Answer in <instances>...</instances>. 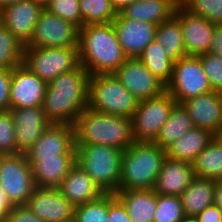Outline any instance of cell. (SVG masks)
I'll return each mask as SVG.
<instances>
[{
	"mask_svg": "<svg viewBox=\"0 0 222 222\" xmlns=\"http://www.w3.org/2000/svg\"><path fill=\"white\" fill-rule=\"evenodd\" d=\"M89 73L80 65L47 84L42 108L51 124L74 125L88 107Z\"/></svg>",
	"mask_w": 222,
	"mask_h": 222,
	"instance_id": "obj_1",
	"label": "cell"
},
{
	"mask_svg": "<svg viewBox=\"0 0 222 222\" xmlns=\"http://www.w3.org/2000/svg\"><path fill=\"white\" fill-rule=\"evenodd\" d=\"M11 69L0 68V111L10 109Z\"/></svg>",
	"mask_w": 222,
	"mask_h": 222,
	"instance_id": "obj_42",
	"label": "cell"
},
{
	"mask_svg": "<svg viewBox=\"0 0 222 222\" xmlns=\"http://www.w3.org/2000/svg\"><path fill=\"white\" fill-rule=\"evenodd\" d=\"M176 104V100L167 91L139 101L131 118L134 141L155 142Z\"/></svg>",
	"mask_w": 222,
	"mask_h": 222,
	"instance_id": "obj_8",
	"label": "cell"
},
{
	"mask_svg": "<svg viewBox=\"0 0 222 222\" xmlns=\"http://www.w3.org/2000/svg\"><path fill=\"white\" fill-rule=\"evenodd\" d=\"M115 195L126 207L132 222H153L157 203L154 189L117 190Z\"/></svg>",
	"mask_w": 222,
	"mask_h": 222,
	"instance_id": "obj_25",
	"label": "cell"
},
{
	"mask_svg": "<svg viewBox=\"0 0 222 222\" xmlns=\"http://www.w3.org/2000/svg\"><path fill=\"white\" fill-rule=\"evenodd\" d=\"M194 126L216 135L222 125V93L209 91L181 103Z\"/></svg>",
	"mask_w": 222,
	"mask_h": 222,
	"instance_id": "obj_19",
	"label": "cell"
},
{
	"mask_svg": "<svg viewBox=\"0 0 222 222\" xmlns=\"http://www.w3.org/2000/svg\"><path fill=\"white\" fill-rule=\"evenodd\" d=\"M176 6L180 5V0H171Z\"/></svg>",
	"mask_w": 222,
	"mask_h": 222,
	"instance_id": "obj_51",
	"label": "cell"
},
{
	"mask_svg": "<svg viewBox=\"0 0 222 222\" xmlns=\"http://www.w3.org/2000/svg\"><path fill=\"white\" fill-rule=\"evenodd\" d=\"M208 53L222 57V24L215 25Z\"/></svg>",
	"mask_w": 222,
	"mask_h": 222,
	"instance_id": "obj_44",
	"label": "cell"
},
{
	"mask_svg": "<svg viewBox=\"0 0 222 222\" xmlns=\"http://www.w3.org/2000/svg\"><path fill=\"white\" fill-rule=\"evenodd\" d=\"M113 74L139 101L166 91V85L136 57L127 58Z\"/></svg>",
	"mask_w": 222,
	"mask_h": 222,
	"instance_id": "obj_12",
	"label": "cell"
},
{
	"mask_svg": "<svg viewBox=\"0 0 222 222\" xmlns=\"http://www.w3.org/2000/svg\"><path fill=\"white\" fill-rule=\"evenodd\" d=\"M211 89L222 93V57L204 53L198 55Z\"/></svg>",
	"mask_w": 222,
	"mask_h": 222,
	"instance_id": "obj_39",
	"label": "cell"
},
{
	"mask_svg": "<svg viewBox=\"0 0 222 222\" xmlns=\"http://www.w3.org/2000/svg\"><path fill=\"white\" fill-rule=\"evenodd\" d=\"M176 7L171 0H137L125 6L118 14L123 18L159 25L174 15Z\"/></svg>",
	"mask_w": 222,
	"mask_h": 222,
	"instance_id": "obj_26",
	"label": "cell"
},
{
	"mask_svg": "<svg viewBox=\"0 0 222 222\" xmlns=\"http://www.w3.org/2000/svg\"><path fill=\"white\" fill-rule=\"evenodd\" d=\"M38 3H41L44 7L49 3L51 0H36Z\"/></svg>",
	"mask_w": 222,
	"mask_h": 222,
	"instance_id": "obj_50",
	"label": "cell"
},
{
	"mask_svg": "<svg viewBox=\"0 0 222 222\" xmlns=\"http://www.w3.org/2000/svg\"><path fill=\"white\" fill-rule=\"evenodd\" d=\"M214 137L210 131L194 127L166 149V156L192 164Z\"/></svg>",
	"mask_w": 222,
	"mask_h": 222,
	"instance_id": "obj_27",
	"label": "cell"
},
{
	"mask_svg": "<svg viewBox=\"0 0 222 222\" xmlns=\"http://www.w3.org/2000/svg\"><path fill=\"white\" fill-rule=\"evenodd\" d=\"M44 8L51 14L73 23L79 29L83 26L79 0H51Z\"/></svg>",
	"mask_w": 222,
	"mask_h": 222,
	"instance_id": "obj_37",
	"label": "cell"
},
{
	"mask_svg": "<svg viewBox=\"0 0 222 222\" xmlns=\"http://www.w3.org/2000/svg\"><path fill=\"white\" fill-rule=\"evenodd\" d=\"M23 64L46 84L80 66L79 47H24Z\"/></svg>",
	"mask_w": 222,
	"mask_h": 222,
	"instance_id": "obj_7",
	"label": "cell"
},
{
	"mask_svg": "<svg viewBox=\"0 0 222 222\" xmlns=\"http://www.w3.org/2000/svg\"><path fill=\"white\" fill-rule=\"evenodd\" d=\"M13 206L14 205L8 199L6 193L0 186V222L6 221V216L12 210Z\"/></svg>",
	"mask_w": 222,
	"mask_h": 222,
	"instance_id": "obj_45",
	"label": "cell"
},
{
	"mask_svg": "<svg viewBox=\"0 0 222 222\" xmlns=\"http://www.w3.org/2000/svg\"><path fill=\"white\" fill-rule=\"evenodd\" d=\"M215 137L222 142V125L220 126V129L218 131V133L215 135Z\"/></svg>",
	"mask_w": 222,
	"mask_h": 222,
	"instance_id": "obj_49",
	"label": "cell"
},
{
	"mask_svg": "<svg viewBox=\"0 0 222 222\" xmlns=\"http://www.w3.org/2000/svg\"><path fill=\"white\" fill-rule=\"evenodd\" d=\"M0 186L13 205L28 203L36 186L25 153L1 155Z\"/></svg>",
	"mask_w": 222,
	"mask_h": 222,
	"instance_id": "obj_10",
	"label": "cell"
},
{
	"mask_svg": "<svg viewBox=\"0 0 222 222\" xmlns=\"http://www.w3.org/2000/svg\"><path fill=\"white\" fill-rule=\"evenodd\" d=\"M186 219L180 196L157 194L153 222H183Z\"/></svg>",
	"mask_w": 222,
	"mask_h": 222,
	"instance_id": "obj_35",
	"label": "cell"
},
{
	"mask_svg": "<svg viewBox=\"0 0 222 222\" xmlns=\"http://www.w3.org/2000/svg\"><path fill=\"white\" fill-rule=\"evenodd\" d=\"M79 28L44 9L25 47H78Z\"/></svg>",
	"mask_w": 222,
	"mask_h": 222,
	"instance_id": "obj_11",
	"label": "cell"
},
{
	"mask_svg": "<svg viewBox=\"0 0 222 222\" xmlns=\"http://www.w3.org/2000/svg\"><path fill=\"white\" fill-rule=\"evenodd\" d=\"M174 16L181 23L186 55L198 56L208 53L215 24L207 18L189 13L181 5L176 7Z\"/></svg>",
	"mask_w": 222,
	"mask_h": 222,
	"instance_id": "obj_18",
	"label": "cell"
},
{
	"mask_svg": "<svg viewBox=\"0 0 222 222\" xmlns=\"http://www.w3.org/2000/svg\"><path fill=\"white\" fill-rule=\"evenodd\" d=\"M78 47L80 65L89 75L114 73L128 58L112 23L82 26Z\"/></svg>",
	"mask_w": 222,
	"mask_h": 222,
	"instance_id": "obj_2",
	"label": "cell"
},
{
	"mask_svg": "<svg viewBox=\"0 0 222 222\" xmlns=\"http://www.w3.org/2000/svg\"><path fill=\"white\" fill-rule=\"evenodd\" d=\"M61 154H76L73 125L51 124L25 152L27 159L56 157Z\"/></svg>",
	"mask_w": 222,
	"mask_h": 222,
	"instance_id": "obj_16",
	"label": "cell"
},
{
	"mask_svg": "<svg viewBox=\"0 0 222 222\" xmlns=\"http://www.w3.org/2000/svg\"><path fill=\"white\" fill-rule=\"evenodd\" d=\"M58 189L74 207L93 201L104 194L93 179L77 164L70 169Z\"/></svg>",
	"mask_w": 222,
	"mask_h": 222,
	"instance_id": "obj_23",
	"label": "cell"
},
{
	"mask_svg": "<svg viewBox=\"0 0 222 222\" xmlns=\"http://www.w3.org/2000/svg\"><path fill=\"white\" fill-rule=\"evenodd\" d=\"M215 180L194 176L189 187L180 195L183 212L193 219L214 203Z\"/></svg>",
	"mask_w": 222,
	"mask_h": 222,
	"instance_id": "obj_24",
	"label": "cell"
},
{
	"mask_svg": "<svg viewBox=\"0 0 222 222\" xmlns=\"http://www.w3.org/2000/svg\"><path fill=\"white\" fill-rule=\"evenodd\" d=\"M76 164L82 168L103 193L119 190L123 151L103 145H75Z\"/></svg>",
	"mask_w": 222,
	"mask_h": 222,
	"instance_id": "obj_5",
	"label": "cell"
},
{
	"mask_svg": "<svg viewBox=\"0 0 222 222\" xmlns=\"http://www.w3.org/2000/svg\"><path fill=\"white\" fill-rule=\"evenodd\" d=\"M181 6L189 13L207 18L215 25L222 24V0H185Z\"/></svg>",
	"mask_w": 222,
	"mask_h": 222,
	"instance_id": "obj_36",
	"label": "cell"
},
{
	"mask_svg": "<svg viewBox=\"0 0 222 222\" xmlns=\"http://www.w3.org/2000/svg\"><path fill=\"white\" fill-rule=\"evenodd\" d=\"M44 222H72L74 206L58 188L35 187L26 204Z\"/></svg>",
	"mask_w": 222,
	"mask_h": 222,
	"instance_id": "obj_15",
	"label": "cell"
},
{
	"mask_svg": "<svg viewBox=\"0 0 222 222\" xmlns=\"http://www.w3.org/2000/svg\"><path fill=\"white\" fill-rule=\"evenodd\" d=\"M32 168L36 187L58 188L62 180L76 164V154H61L56 157L27 159Z\"/></svg>",
	"mask_w": 222,
	"mask_h": 222,
	"instance_id": "obj_21",
	"label": "cell"
},
{
	"mask_svg": "<svg viewBox=\"0 0 222 222\" xmlns=\"http://www.w3.org/2000/svg\"><path fill=\"white\" fill-rule=\"evenodd\" d=\"M73 126L75 145H103L125 151L135 142L132 120L125 116L109 115L87 107Z\"/></svg>",
	"mask_w": 222,
	"mask_h": 222,
	"instance_id": "obj_3",
	"label": "cell"
},
{
	"mask_svg": "<svg viewBox=\"0 0 222 222\" xmlns=\"http://www.w3.org/2000/svg\"><path fill=\"white\" fill-rule=\"evenodd\" d=\"M72 222H108V193L74 207Z\"/></svg>",
	"mask_w": 222,
	"mask_h": 222,
	"instance_id": "obj_34",
	"label": "cell"
},
{
	"mask_svg": "<svg viewBox=\"0 0 222 222\" xmlns=\"http://www.w3.org/2000/svg\"><path fill=\"white\" fill-rule=\"evenodd\" d=\"M165 157L155 142L135 141L121 157L119 190L153 189Z\"/></svg>",
	"mask_w": 222,
	"mask_h": 222,
	"instance_id": "obj_4",
	"label": "cell"
},
{
	"mask_svg": "<svg viewBox=\"0 0 222 222\" xmlns=\"http://www.w3.org/2000/svg\"><path fill=\"white\" fill-rule=\"evenodd\" d=\"M15 125V138L19 153H25L51 123L47 120L42 106L10 108Z\"/></svg>",
	"mask_w": 222,
	"mask_h": 222,
	"instance_id": "obj_20",
	"label": "cell"
},
{
	"mask_svg": "<svg viewBox=\"0 0 222 222\" xmlns=\"http://www.w3.org/2000/svg\"><path fill=\"white\" fill-rule=\"evenodd\" d=\"M194 176L222 178V142L216 137L202 150L192 163Z\"/></svg>",
	"mask_w": 222,
	"mask_h": 222,
	"instance_id": "obj_30",
	"label": "cell"
},
{
	"mask_svg": "<svg viewBox=\"0 0 222 222\" xmlns=\"http://www.w3.org/2000/svg\"><path fill=\"white\" fill-rule=\"evenodd\" d=\"M79 10L83 26L112 23L118 15L111 0H79Z\"/></svg>",
	"mask_w": 222,
	"mask_h": 222,
	"instance_id": "obj_33",
	"label": "cell"
},
{
	"mask_svg": "<svg viewBox=\"0 0 222 222\" xmlns=\"http://www.w3.org/2000/svg\"><path fill=\"white\" fill-rule=\"evenodd\" d=\"M194 123L189 113L181 104H176L170 115L162 126L161 132L155 143L166 150L171 144L178 140L183 134L193 129Z\"/></svg>",
	"mask_w": 222,
	"mask_h": 222,
	"instance_id": "obj_29",
	"label": "cell"
},
{
	"mask_svg": "<svg viewBox=\"0 0 222 222\" xmlns=\"http://www.w3.org/2000/svg\"><path fill=\"white\" fill-rule=\"evenodd\" d=\"M24 47L0 22V68L13 69L23 63Z\"/></svg>",
	"mask_w": 222,
	"mask_h": 222,
	"instance_id": "obj_32",
	"label": "cell"
},
{
	"mask_svg": "<svg viewBox=\"0 0 222 222\" xmlns=\"http://www.w3.org/2000/svg\"><path fill=\"white\" fill-rule=\"evenodd\" d=\"M135 1H137V0H111V3L113 5V7L115 8V10L117 12H119L125 6L130 5V4L134 3Z\"/></svg>",
	"mask_w": 222,
	"mask_h": 222,
	"instance_id": "obj_47",
	"label": "cell"
},
{
	"mask_svg": "<svg viewBox=\"0 0 222 222\" xmlns=\"http://www.w3.org/2000/svg\"><path fill=\"white\" fill-rule=\"evenodd\" d=\"M112 24L123 52L128 58H137L155 40L156 24L123 18L119 14Z\"/></svg>",
	"mask_w": 222,
	"mask_h": 222,
	"instance_id": "obj_17",
	"label": "cell"
},
{
	"mask_svg": "<svg viewBox=\"0 0 222 222\" xmlns=\"http://www.w3.org/2000/svg\"><path fill=\"white\" fill-rule=\"evenodd\" d=\"M166 91L177 104L212 91L198 56L186 55L173 63L172 77Z\"/></svg>",
	"mask_w": 222,
	"mask_h": 222,
	"instance_id": "obj_9",
	"label": "cell"
},
{
	"mask_svg": "<svg viewBox=\"0 0 222 222\" xmlns=\"http://www.w3.org/2000/svg\"><path fill=\"white\" fill-rule=\"evenodd\" d=\"M15 138V125L9 110L0 111V154H18Z\"/></svg>",
	"mask_w": 222,
	"mask_h": 222,
	"instance_id": "obj_38",
	"label": "cell"
},
{
	"mask_svg": "<svg viewBox=\"0 0 222 222\" xmlns=\"http://www.w3.org/2000/svg\"><path fill=\"white\" fill-rule=\"evenodd\" d=\"M155 40L173 62L186 56L181 23L174 15L169 20L157 25Z\"/></svg>",
	"mask_w": 222,
	"mask_h": 222,
	"instance_id": "obj_28",
	"label": "cell"
},
{
	"mask_svg": "<svg viewBox=\"0 0 222 222\" xmlns=\"http://www.w3.org/2000/svg\"><path fill=\"white\" fill-rule=\"evenodd\" d=\"M108 222H132L126 207L111 193H108Z\"/></svg>",
	"mask_w": 222,
	"mask_h": 222,
	"instance_id": "obj_40",
	"label": "cell"
},
{
	"mask_svg": "<svg viewBox=\"0 0 222 222\" xmlns=\"http://www.w3.org/2000/svg\"><path fill=\"white\" fill-rule=\"evenodd\" d=\"M214 205L222 211V178L215 180Z\"/></svg>",
	"mask_w": 222,
	"mask_h": 222,
	"instance_id": "obj_46",
	"label": "cell"
},
{
	"mask_svg": "<svg viewBox=\"0 0 222 222\" xmlns=\"http://www.w3.org/2000/svg\"><path fill=\"white\" fill-rule=\"evenodd\" d=\"M183 222H195L193 219H186L185 221Z\"/></svg>",
	"mask_w": 222,
	"mask_h": 222,
	"instance_id": "obj_52",
	"label": "cell"
},
{
	"mask_svg": "<svg viewBox=\"0 0 222 222\" xmlns=\"http://www.w3.org/2000/svg\"><path fill=\"white\" fill-rule=\"evenodd\" d=\"M137 58L165 85L170 81L174 62L156 40L152 41Z\"/></svg>",
	"mask_w": 222,
	"mask_h": 222,
	"instance_id": "obj_31",
	"label": "cell"
},
{
	"mask_svg": "<svg viewBox=\"0 0 222 222\" xmlns=\"http://www.w3.org/2000/svg\"><path fill=\"white\" fill-rule=\"evenodd\" d=\"M193 177L191 163L166 156L153 189L156 194L180 196L189 187Z\"/></svg>",
	"mask_w": 222,
	"mask_h": 222,
	"instance_id": "obj_22",
	"label": "cell"
},
{
	"mask_svg": "<svg viewBox=\"0 0 222 222\" xmlns=\"http://www.w3.org/2000/svg\"><path fill=\"white\" fill-rule=\"evenodd\" d=\"M20 0H0V10Z\"/></svg>",
	"mask_w": 222,
	"mask_h": 222,
	"instance_id": "obj_48",
	"label": "cell"
},
{
	"mask_svg": "<svg viewBox=\"0 0 222 222\" xmlns=\"http://www.w3.org/2000/svg\"><path fill=\"white\" fill-rule=\"evenodd\" d=\"M44 9V6L36 0H20L0 10V22L26 45Z\"/></svg>",
	"mask_w": 222,
	"mask_h": 222,
	"instance_id": "obj_14",
	"label": "cell"
},
{
	"mask_svg": "<svg viewBox=\"0 0 222 222\" xmlns=\"http://www.w3.org/2000/svg\"><path fill=\"white\" fill-rule=\"evenodd\" d=\"M138 103L113 73L90 75L88 107L92 110L132 118Z\"/></svg>",
	"mask_w": 222,
	"mask_h": 222,
	"instance_id": "obj_6",
	"label": "cell"
},
{
	"mask_svg": "<svg viewBox=\"0 0 222 222\" xmlns=\"http://www.w3.org/2000/svg\"><path fill=\"white\" fill-rule=\"evenodd\" d=\"M193 220L195 222H222V211L213 204L206 207Z\"/></svg>",
	"mask_w": 222,
	"mask_h": 222,
	"instance_id": "obj_43",
	"label": "cell"
},
{
	"mask_svg": "<svg viewBox=\"0 0 222 222\" xmlns=\"http://www.w3.org/2000/svg\"><path fill=\"white\" fill-rule=\"evenodd\" d=\"M5 222H44L26 204L14 205Z\"/></svg>",
	"mask_w": 222,
	"mask_h": 222,
	"instance_id": "obj_41",
	"label": "cell"
},
{
	"mask_svg": "<svg viewBox=\"0 0 222 222\" xmlns=\"http://www.w3.org/2000/svg\"><path fill=\"white\" fill-rule=\"evenodd\" d=\"M47 84L25 64L11 69L10 108L42 106Z\"/></svg>",
	"mask_w": 222,
	"mask_h": 222,
	"instance_id": "obj_13",
	"label": "cell"
}]
</instances>
